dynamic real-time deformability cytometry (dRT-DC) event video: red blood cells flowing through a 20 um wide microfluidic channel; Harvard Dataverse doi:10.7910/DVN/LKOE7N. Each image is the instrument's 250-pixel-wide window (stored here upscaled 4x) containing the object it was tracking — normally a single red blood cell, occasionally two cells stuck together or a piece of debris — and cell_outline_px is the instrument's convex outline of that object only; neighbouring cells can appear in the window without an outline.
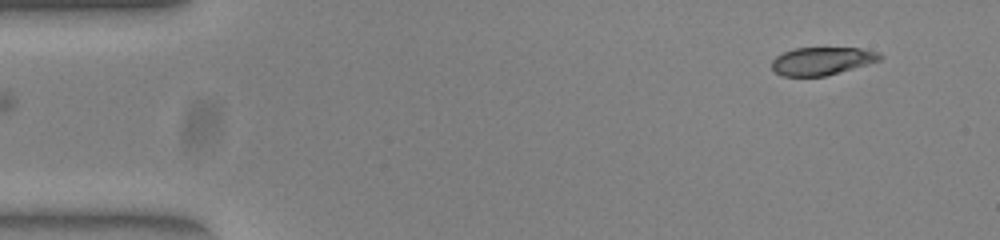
{"species": "common noctule bat (a hibernating species)", "species_latin": "Nyctalus noctula", "temperature_condition": "warm", "stored_images_in_passage": 41, "camera_frame_rate_fps": 3000, "um_per_image_px": 0.085, "animal": {"sex": "female", "body_mass_g": 23.0, "forearm_length_mm": 53.4}, "frame": {"image": 1, "passage_image": 1, "time_ms": 0.0, "image_size_px": [1000, 240], "cell_outline_px": [[884, 56], [880, 60], [824, 76], [784, 76], [776, 72], [772, 68], [772, 60], [776, 56], [784, 52], [796, 48], [860, 48], [876, 52]], "centroid_in_image_um": [69.84, 5.18], "position_along_channel_um": 15.2, "area_um2": 17.22}}
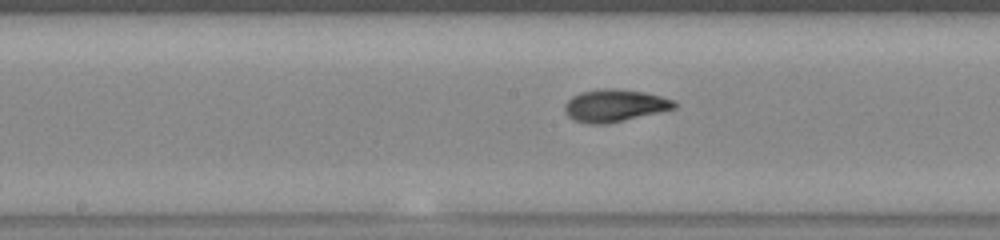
{"frame": {"image": 2, "passage_image": 23, "time_ms": 7.333, "image_size_px": [1000, 240], "cell_outline_px": [[676, 108], [608, 124], [588, 124], [576, 120], [568, 116], [564, 112], [564, 104], [572, 96], [580, 92], [600, 88], [616, 88], [644, 92], [660, 96], [672, 100], [676, 104]], "centroid_in_image_um": [52.2, 8.97], "position_along_channel_um": 196.0, "area_um2": 20.69}}
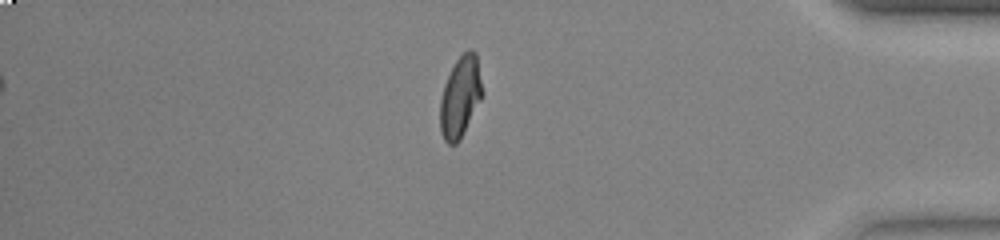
{"frame": {"image": 3, "passage_image": 41, "time_ms": 13.333, "image_size_px": [1000, 240], "cell_outline_px": [[484, 92], [460, 140], [456, 144], [448, 144], [444, 140], [440, 128], [440, 100], [444, 84], [456, 60], [468, 48], [472, 48], [476, 52]], "centroid_in_image_um": [39.13, 8.21], "position_along_channel_um": 396.1, "area_um2": 19.94}, "authors_computed_cell_mechanics": {"area_um2": 19.652, "velocity_mm_per_s": 3.9194, "shape_relaxation_time_tau1_ms": 4.1009, "shape_relaxation_time_tau2_ms": 1.0955, "deformation_change_tau1": 0.215, "deformation_change_tau2": 0.0593}}